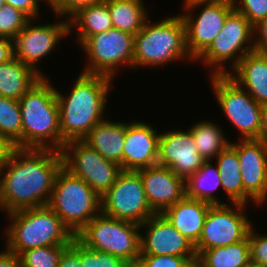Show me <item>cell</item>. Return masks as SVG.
I'll return each mask as SVG.
<instances>
[{"label":"cell","instance_id":"cell-24","mask_svg":"<svg viewBox=\"0 0 267 267\" xmlns=\"http://www.w3.org/2000/svg\"><path fill=\"white\" fill-rule=\"evenodd\" d=\"M69 16V33L71 32V27H79L77 34L79 38V43L82 45L90 36L99 34L101 32H106L113 28L112 19L104 0L97 3H90L88 5L80 6L74 10Z\"/></svg>","mask_w":267,"mask_h":267},{"label":"cell","instance_id":"cell-7","mask_svg":"<svg viewBox=\"0 0 267 267\" xmlns=\"http://www.w3.org/2000/svg\"><path fill=\"white\" fill-rule=\"evenodd\" d=\"M139 229V224L100 212L75 237L89 249L109 253L136 266L140 256Z\"/></svg>","mask_w":267,"mask_h":267},{"label":"cell","instance_id":"cell-3","mask_svg":"<svg viewBox=\"0 0 267 267\" xmlns=\"http://www.w3.org/2000/svg\"><path fill=\"white\" fill-rule=\"evenodd\" d=\"M48 82L42 77L19 99L22 148L62 149L57 90Z\"/></svg>","mask_w":267,"mask_h":267},{"label":"cell","instance_id":"cell-18","mask_svg":"<svg viewBox=\"0 0 267 267\" xmlns=\"http://www.w3.org/2000/svg\"><path fill=\"white\" fill-rule=\"evenodd\" d=\"M203 162L190 130L160 134L158 165L170 168L186 180L200 169Z\"/></svg>","mask_w":267,"mask_h":267},{"label":"cell","instance_id":"cell-1","mask_svg":"<svg viewBox=\"0 0 267 267\" xmlns=\"http://www.w3.org/2000/svg\"><path fill=\"white\" fill-rule=\"evenodd\" d=\"M61 168V153L56 149L16 148L0 169L1 209L9 214L46 206Z\"/></svg>","mask_w":267,"mask_h":267},{"label":"cell","instance_id":"cell-33","mask_svg":"<svg viewBox=\"0 0 267 267\" xmlns=\"http://www.w3.org/2000/svg\"><path fill=\"white\" fill-rule=\"evenodd\" d=\"M30 19L9 4L0 9V37L14 40Z\"/></svg>","mask_w":267,"mask_h":267},{"label":"cell","instance_id":"cell-9","mask_svg":"<svg viewBox=\"0 0 267 267\" xmlns=\"http://www.w3.org/2000/svg\"><path fill=\"white\" fill-rule=\"evenodd\" d=\"M101 212L139 225L156 214L148 204L140 174L123 170L101 197Z\"/></svg>","mask_w":267,"mask_h":267},{"label":"cell","instance_id":"cell-29","mask_svg":"<svg viewBox=\"0 0 267 267\" xmlns=\"http://www.w3.org/2000/svg\"><path fill=\"white\" fill-rule=\"evenodd\" d=\"M219 185L222 186V180L218 168L204 161L200 169L185 180L186 196L211 205L222 204L211 194Z\"/></svg>","mask_w":267,"mask_h":267},{"label":"cell","instance_id":"cell-40","mask_svg":"<svg viewBox=\"0 0 267 267\" xmlns=\"http://www.w3.org/2000/svg\"><path fill=\"white\" fill-rule=\"evenodd\" d=\"M258 31V32H257ZM254 32L259 33L255 41L253 51L262 55H267V18L254 26ZM259 38V39H258Z\"/></svg>","mask_w":267,"mask_h":267},{"label":"cell","instance_id":"cell-32","mask_svg":"<svg viewBox=\"0 0 267 267\" xmlns=\"http://www.w3.org/2000/svg\"><path fill=\"white\" fill-rule=\"evenodd\" d=\"M69 245H52L22 251L19 254L20 266L57 267L61 254Z\"/></svg>","mask_w":267,"mask_h":267},{"label":"cell","instance_id":"cell-42","mask_svg":"<svg viewBox=\"0 0 267 267\" xmlns=\"http://www.w3.org/2000/svg\"><path fill=\"white\" fill-rule=\"evenodd\" d=\"M16 146L6 137L0 135V169L9 161Z\"/></svg>","mask_w":267,"mask_h":267},{"label":"cell","instance_id":"cell-10","mask_svg":"<svg viewBox=\"0 0 267 267\" xmlns=\"http://www.w3.org/2000/svg\"><path fill=\"white\" fill-rule=\"evenodd\" d=\"M211 82L221 109L240 130L242 139H259L262 105L228 74H212Z\"/></svg>","mask_w":267,"mask_h":267},{"label":"cell","instance_id":"cell-12","mask_svg":"<svg viewBox=\"0 0 267 267\" xmlns=\"http://www.w3.org/2000/svg\"><path fill=\"white\" fill-rule=\"evenodd\" d=\"M134 35L111 28L90 36L83 44L90 65L83 71L87 74L104 75L112 79L115 70L122 64L133 67Z\"/></svg>","mask_w":267,"mask_h":267},{"label":"cell","instance_id":"cell-11","mask_svg":"<svg viewBox=\"0 0 267 267\" xmlns=\"http://www.w3.org/2000/svg\"><path fill=\"white\" fill-rule=\"evenodd\" d=\"M254 34H256L254 33V26L242 13L233 9L228 14L222 30L196 60L201 58L205 64L214 67L213 75L229 74L230 71H226L222 64L233 58L232 66L234 69L246 54L253 51V45L245 47L244 45L248 41H253L254 37L251 38V36Z\"/></svg>","mask_w":267,"mask_h":267},{"label":"cell","instance_id":"cell-5","mask_svg":"<svg viewBox=\"0 0 267 267\" xmlns=\"http://www.w3.org/2000/svg\"><path fill=\"white\" fill-rule=\"evenodd\" d=\"M133 68L136 66H159L171 60L191 57L186 47L185 24L181 15L161 22H145L134 35Z\"/></svg>","mask_w":267,"mask_h":267},{"label":"cell","instance_id":"cell-37","mask_svg":"<svg viewBox=\"0 0 267 267\" xmlns=\"http://www.w3.org/2000/svg\"><path fill=\"white\" fill-rule=\"evenodd\" d=\"M251 227L248 232L250 245V261L261 267H267V236L256 235Z\"/></svg>","mask_w":267,"mask_h":267},{"label":"cell","instance_id":"cell-44","mask_svg":"<svg viewBox=\"0 0 267 267\" xmlns=\"http://www.w3.org/2000/svg\"><path fill=\"white\" fill-rule=\"evenodd\" d=\"M0 267H21L19 255L8 250L0 252Z\"/></svg>","mask_w":267,"mask_h":267},{"label":"cell","instance_id":"cell-22","mask_svg":"<svg viewBox=\"0 0 267 267\" xmlns=\"http://www.w3.org/2000/svg\"><path fill=\"white\" fill-rule=\"evenodd\" d=\"M125 132V123L103 120L97 123L82 141L105 159L120 165L123 170Z\"/></svg>","mask_w":267,"mask_h":267},{"label":"cell","instance_id":"cell-16","mask_svg":"<svg viewBox=\"0 0 267 267\" xmlns=\"http://www.w3.org/2000/svg\"><path fill=\"white\" fill-rule=\"evenodd\" d=\"M30 21L13 40L14 56L44 77L36 69V63L55 48L59 39L69 34V22L67 20L55 24L32 26Z\"/></svg>","mask_w":267,"mask_h":267},{"label":"cell","instance_id":"cell-47","mask_svg":"<svg viewBox=\"0 0 267 267\" xmlns=\"http://www.w3.org/2000/svg\"><path fill=\"white\" fill-rule=\"evenodd\" d=\"M243 267H261L259 266L258 264L252 262V261H249L245 266Z\"/></svg>","mask_w":267,"mask_h":267},{"label":"cell","instance_id":"cell-43","mask_svg":"<svg viewBox=\"0 0 267 267\" xmlns=\"http://www.w3.org/2000/svg\"><path fill=\"white\" fill-rule=\"evenodd\" d=\"M14 57L13 41L0 37V64Z\"/></svg>","mask_w":267,"mask_h":267},{"label":"cell","instance_id":"cell-17","mask_svg":"<svg viewBox=\"0 0 267 267\" xmlns=\"http://www.w3.org/2000/svg\"><path fill=\"white\" fill-rule=\"evenodd\" d=\"M240 161L244 192L257 204L267 199V145L258 139L231 143Z\"/></svg>","mask_w":267,"mask_h":267},{"label":"cell","instance_id":"cell-45","mask_svg":"<svg viewBox=\"0 0 267 267\" xmlns=\"http://www.w3.org/2000/svg\"><path fill=\"white\" fill-rule=\"evenodd\" d=\"M258 140L263 141L267 145V104L262 105L261 130Z\"/></svg>","mask_w":267,"mask_h":267},{"label":"cell","instance_id":"cell-20","mask_svg":"<svg viewBox=\"0 0 267 267\" xmlns=\"http://www.w3.org/2000/svg\"><path fill=\"white\" fill-rule=\"evenodd\" d=\"M158 134L142 122L126 123L123 149V171H137L158 163Z\"/></svg>","mask_w":267,"mask_h":267},{"label":"cell","instance_id":"cell-25","mask_svg":"<svg viewBox=\"0 0 267 267\" xmlns=\"http://www.w3.org/2000/svg\"><path fill=\"white\" fill-rule=\"evenodd\" d=\"M41 78L14 56L0 64V96L19 100Z\"/></svg>","mask_w":267,"mask_h":267},{"label":"cell","instance_id":"cell-38","mask_svg":"<svg viewBox=\"0 0 267 267\" xmlns=\"http://www.w3.org/2000/svg\"><path fill=\"white\" fill-rule=\"evenodd\" d=\"M57 267H82L81 242L76 237L61 254Z\"/></svg>","mask_w":267,"mask_h":267},{"label":"cell","instance_id":"cell-34","mask_svg":"<svg viewBox=\"0 0 267 267\" xmlns=\"http://www.w3.org/2000/svg\"><path fill=\"white\" fill-rule=\"evenodd\" d=\"M82 267H135L129 261L113 256L109 253L100 252L87 248L81 243Z\"/></svg>","mask_w":267,"mask_h":267},{"label":"cell","instance_id":"cell-41","mask_svg":"<svg viewBox=\"0 0 267 267\" xmlns=\"http://www.w3.org/2000/svg\"><path fill=\"white\" fill-rule=\"evenodd\" d=\"M5 3L20 10L30 20L39 14V3L37 0H5Z\"/></svg>","mask_w":267,"mask_h":267},{"label":"cell","instance_id":"cell-36","mask_svg":"<svg viewBox=\"0 0 267 267\" xmlns=\"http://www.w3.org/2000/svg\"><path fill=\"white\" fill-rule=\"evenodd\" d=\"M186 257L172 255H140L135 267H192Z\"/></svg>","mask_w":267,"mask_h":267},{"label":"cell","instance_id":"cell-2","mask_svg":"<svg viewBox=\"0 0 267 267\" xmlns=\"http://www.w3.org/2000/svg\"><path fill=\"white\" fill-rule=\"evenodd\" d=\"M111 80L104 75L81 73L69 97L57 91L62 147L68 141L82 140L103 121Z\"/></svg>","mask_w":267,"mask_h":267},{"label":"cell","instance_id":"cell-6","mask_svg":"<svg viewBox=\"0 0 267 267\" xmlns=\"http://www.w3.org/2000/svg\"><path fill=\"white\" fill-rule=\"evenodd\" d=\"M47 205L76 236L101 212V197L83 179L62 167L56 175Z\"/></svg>","mask_w":267,"mask_h":267},{"label":"cell","instance_id":"cell-35","mask_svg":"<svg viewBox=\"0 0 267 267\" xmlns=\"http://www.w3.org/2000/svg\"><path fill=\"white\" fill-rule=\"evenodd\" d=\"M239 6L233 0V8L242 13L255 26L267 18V0H241Z\"/></svg>","mask_w":267,"mask_h":267},{"label":"cell","instance_id":"cell-14","mask_svg":"<svg viewBox=\"0 0 267 267\" xmlns=\"http://www.w3.org/2000/svg\"><path fill=\"white\" fill-rule=\"evenodd\" d=\"M202 4L205 6L198 18L191 17L189 13L181 16L185 24L186 47L191 59L195 60L214 41L228 14L234 9L232 2L223 1L185 3V8L191 10Z\"/></svg>","mask_w":267,"mask_h":267},{"label":"cell","instance_id":"cell-28","mask_svg":"<svg viewBox=\"0 0 267 267\" xmlns=\"http://www.w3.org/2000/svg\"><path fill=\"white\" fill-rule=\"evenodd\" d=\"M250 261L248 236L235 244L203 250L197 256L199 267H243Z\"/></svg>","mask_w":267,"mask_h":267},{"label":"cell","instance_id":"cell-15","mask_svg":"<svg viewBox=\"0 0 267 267\" xmlns=\"http://www.w3.org/2000/svg\"><path fill=\"white\" fill-rule=\"evenodd\" d=\"M148 227L140 237V255H172L197 262L195 245L182 235L162 214L149 217L140 227Z\"/></svg>","mask_w":267,"mask_h":267},{"label":"cell","instance_id":"cell-46","mask_svg":"<svg viewBox=\"0 0 267 267\" xmlns=\"http://www.w3.org/2000/svg\"><path fill=\"white\" fill-rule=\"evenodd\" d=\"M212 1L232 2L233 0H186V2H184V3H192V2H212Z\"/></svg>","mask_w":267,"mask_h":267},{"label":"cell","instance_id":"cell-19","mask_svg":"<svg viewBox=\"0 0 267 267\" xmlns=\"http://www.w3.org/2000/svg\"><path fill=\"white\" fill-rule=\"evenodd\" d=\"M137 172L141 176L148 204L156 214H161L186 196L185 179L168 167L156 164Z\"/></svg>","mask_w":267,"mask_h":267},{"label":"cell","instance_id":"cell-31","mask_svg":"<svg viewBox=\"0 0 267 267\" xmlns=\"http://www.w3.org/2000/svg\"><path fill=\"white\" fill-rule=\"evenodd\" d=\"M0 135L22 148V120L19 100L0 96Z\"/></svg>","mask_w":267,"mask_h":267},{"label":"cell","instance_id":"cell-48","mask_svg":"<svg viewBox=\"0 0 267 267\" xmlns=\"http://www.w3.org/2000/svg\"><path fill=\"white\" fill-rule=\"evenodd\" d=\"M5 0H0V9L5 5Z\"/></svg>","mask_w":267,"mask_h":267},{"label":"cell","instance_id":"cell-13","mask_svg":"<svg viewBox=\"0 0 267 267\" xmlns=\"http://www.w3.org/2000/svg\"><path fill=\"white\" fill-rule=\"evenodd\" d=\"M233 204L235 210L226 203L210 206L202 233L195 245L197 256L203 250L232 245L247 237L252 223L250 224L247 215L241 213L246 208L245 204Z\"/></svg>","mask_w":267,"mask_h":267},{"label":"cell","instance_id":"cell-49","mask_svg":"<svg viewBox=\"0 0 267 267\" xmlns=\"http://www.w3.org/2000/svg\"><path fill=\"white\" fill-rule=\"evenodd\" d=\"M192 267H199L196 263Z\"/></svg>","mask_w":267,"mask_h":267},{"label":"cell","instance_id":"cell-21","mask_svg":"<svg viewBox=\"0 0 267 267\" xmlns=\"http://www.w3.org/2000/svg\"><path fill=\"white\" fill-rule=\"evenodd\" d=\"M211 204L185 196L161 214L194 245L198 243Z\"/></svg>","mask_w":267,"mask_h":267},{"label":"cell","instance_id":"cell-26","mask_svg":"<svg viewBox=\"0 0 267 267\" xmlns=\"http://www.w3.org/2000/svg\"><path fill=\"white\" fill-rule=\"evenodd\" d=\"M222 188L233 203L247 204L249 196L243 190L241 166L237 150L230 144L216 157Z\"/></svg>","mask_w":267,"mask_h":267},{"label":"cell","instance_id":"cell-27","mask_svg":"<svg viewBox=\"0 0 267 267\" xmlns=\"http://www.w3.org/2000/svg\"><path fill=\"white\" fill-rule=\"evenodd\" d=\"M107 3L113 28L136 35L148 18L142 0H104Z\"/></svg>","mask_w":267,"mask_h":267},{"label":"cell","instance_id":"cell-23","mask_svg":"<svg viewBox=\"0 0 267 267\" xmlns=\"http://www.w3.org/2000/svg\"><path fill=\"white\" fill-rule=\"evenodd\" d=\"M228 75L259 104H267V55L254 51L246 54Z\"/></svg>","mask_w":267,"mask_h":267},{"label":"cell","instance_id":"cell-39","mask_svg":"<svg viewBox=\"0 0 267 267\" xmlns=\"http://www.w3.org/2000/svg\"><path fill=\"white\" fill-rule=\"evenodd\" d=\"M50 7L55 10L57 15H70L74 10L80 6L88 5L90 3H97L101 0H46Z\"/></svg>","mask_w":267,"mask_h":267},{"label":"cell","instance_id":"cell-8","mask_svg":"<svg viewBox=\"0 0 267 267\" xmlns=\"http://www.w3.org/2000/svg\"><path fill=\"white\" fill-rule=\"evenodd\" d=\"M60 153L62 167L83 179L100 197L115 183L122 172L120 165L105 159L82 140L66 142Z\"/></svg>","mask_w":267,"mask_h":267},{"label":"cell","instance_id":"cell-30","mask_svg":"<svg viewBox=\"0 0 267 267\" xmlns=\"http://www.w3.org/2000/svg\"><path fill=\"white\" fill-rule=\"evenodd\" d=\"M218 125L208 121H200L190 130L193 140L198 148V153L204 161H210L231 143L224 138L223 132Z\"/></svg>","mask_w":267,"mask_h":267},{"label":"cell","instance_id":"cell-4","mask_svg":"<svg viewBox=\"0 0 267 267\" xmlns=\"http://www.w3.org/2000/svg\"><path fill=\"white\" fill-rule=\"evenodd\" d=\"M7 250L19 255L22 251L52 245L71 244L75 236L60 217L48 206L9 213Z\"/></svg>","mask_w":267,"mask_h":267}]
</instances>
